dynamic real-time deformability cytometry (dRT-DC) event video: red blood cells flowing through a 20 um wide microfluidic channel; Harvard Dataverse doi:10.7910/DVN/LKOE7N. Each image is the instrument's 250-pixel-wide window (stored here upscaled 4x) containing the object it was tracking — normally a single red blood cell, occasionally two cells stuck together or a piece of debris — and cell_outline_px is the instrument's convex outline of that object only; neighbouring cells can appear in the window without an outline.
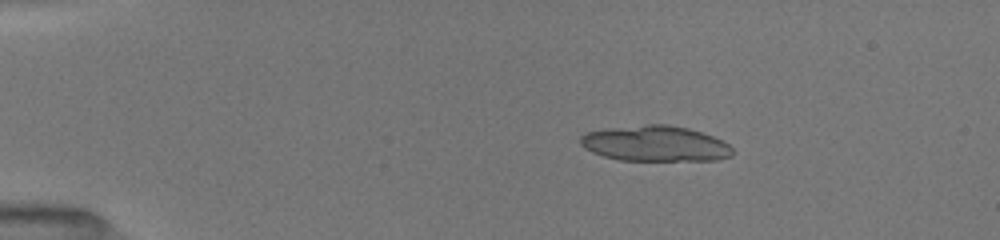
{"species": "common noctule bat (a hibernating species)", "species_latin": "Nyctalus noctula", "temperature_condition": "room temperature", "stored_images_in_passage": 20, "segment_of_instrument_passage": [1, 2], "camera_frame_rate_fps": 3000, "um_per_image_px": 0.085, "animal": {"sex": "female", "body_mass_g": 19.5, "forearm_length_mm": 54.1}, "frame": {"image": 1, "passage_image": 1, "time_ms": 0.0, "image_size_px": [1000, 240], "cell_outline_px": [[736, 152], [732, 156], [716, 160], [620, 160], [604, 156], [592, 152], [584, 148], [580, 144], [580, 136], [584, 132], [604, 128], [648, 124], [668, 124], [688, 128], [712, 136], [728, 144]], "centroid_in_image_um": [55.67, 12.2], "position_along_channel_um": 29.3, "area_um2": 31.73}}